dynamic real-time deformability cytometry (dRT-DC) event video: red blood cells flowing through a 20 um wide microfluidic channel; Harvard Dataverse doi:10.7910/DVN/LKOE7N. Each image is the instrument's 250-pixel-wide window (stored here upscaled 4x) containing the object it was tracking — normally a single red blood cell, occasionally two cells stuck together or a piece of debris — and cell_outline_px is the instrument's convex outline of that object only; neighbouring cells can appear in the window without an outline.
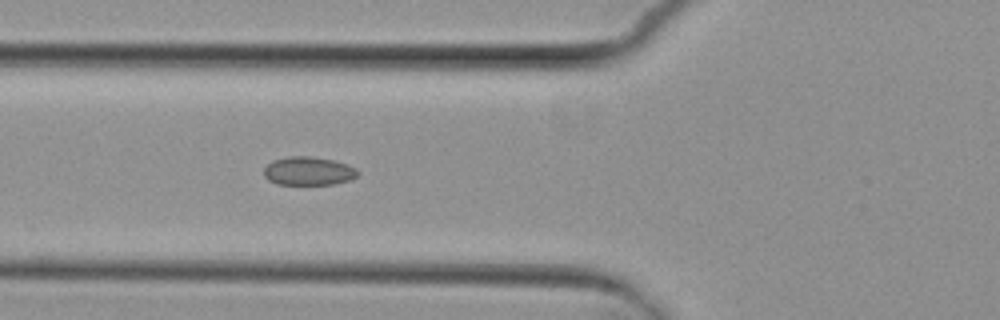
{"species": "common noctule bat (a hibernating species)", "species_latin": "Nyctalus noctula", "temperature_condition": "cold", "stored_images_in_passage": 6, "camera_frame_rate_fps": 3000, "um_per_image_px": 0.085, "animal": {"sex": "female", "body_mass_g": 29.2, "forearm_length_mm": 56.3}, "frame": {"image": 1, "passage_image": 6, "time_ms": 6.0, "image_size_px": [1000, 320], "cell_outline_px": [[360, 172], [352, 180], [332, 184], [276, 184], [268, 180], [264, 176], [264, 168], [272, 160], [288, 156], [312, 156], [332, 160], [348, 164], [356, 168]], "centroid_in_image_um": [26.22, 14.53], "position_along_channel_um": 99.6, "area_um2": 15.72}}